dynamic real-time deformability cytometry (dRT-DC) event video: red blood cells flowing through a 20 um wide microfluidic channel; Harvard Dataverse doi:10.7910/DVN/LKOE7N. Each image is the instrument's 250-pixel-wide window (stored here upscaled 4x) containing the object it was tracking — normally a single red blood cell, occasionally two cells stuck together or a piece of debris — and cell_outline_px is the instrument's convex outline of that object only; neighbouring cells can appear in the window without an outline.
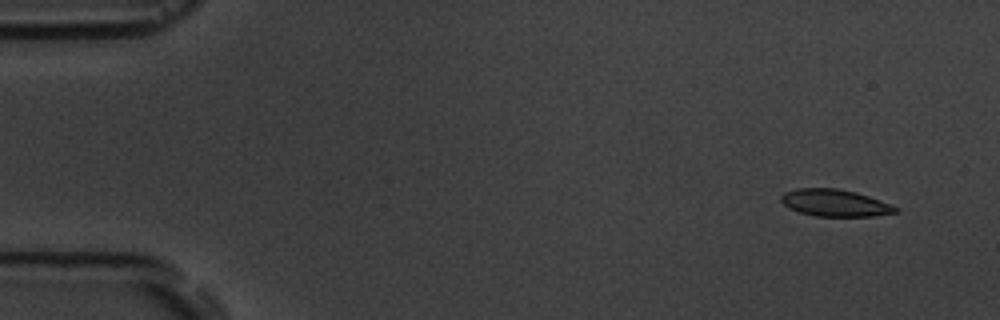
{"species": "common noctule bat (a hibernating species)", "species_latin": "Nyctalus noctula", "temperature_condition": "room temperature", "stored_images_in_passage": 4, "camera_frame_rate_fps": 3000, "um_per_image_px": 0.085, "animal": {"sex": "male", "body_mass_g": 19.5, "forearm_length_mm": 54.6}, "frame": {"image": 1, "passage_image": 1, "time_ms": 0.0, "image_size_px": [1000, 320], "cell_outline_px": [[900, 208], [896, 212], [872, 216], [816, 216], [800, 212], [788, 208], [780, 200], [780, 196], [784, 192], [796, 188], [836, 188], [856, 192], [868, 196]], "centroid_in_image_um": [70.92, 17.24], "position_along_channel_um": 14.1, "area_um2": 17.92}}